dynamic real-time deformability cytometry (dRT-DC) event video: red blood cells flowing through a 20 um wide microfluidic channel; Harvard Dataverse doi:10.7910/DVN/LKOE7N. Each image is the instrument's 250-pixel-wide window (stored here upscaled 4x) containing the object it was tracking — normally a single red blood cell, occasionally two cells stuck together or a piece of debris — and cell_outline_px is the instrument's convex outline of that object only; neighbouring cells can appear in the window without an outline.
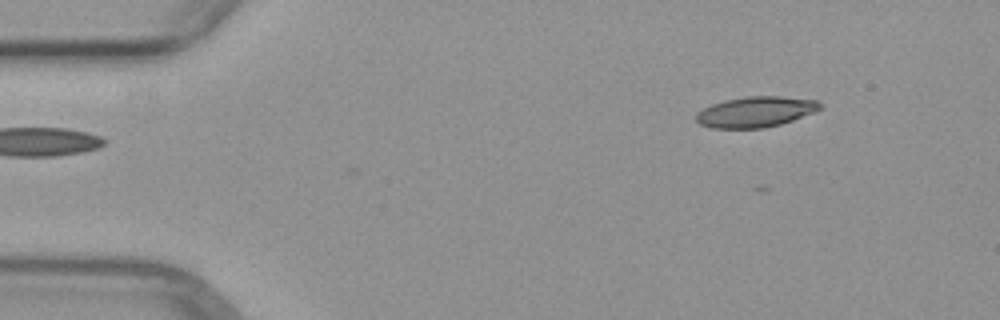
{"species": "common noctule bat (a hibernating species)", "species_latin": "Nyctalus noctula", "temperature_condition": "warm", "stored_images_in_passage": 5, "segment_of_instrument_passage": [2, 2], "camera_frame_rate_fps": 3000, "um_per_image_px": 0.085, "animal": {"sex": "female", "body_mass_g": 29.2, "forearm_length_mm": 56.3}, "frame": {"image": 1, "passage_image": 5, "time_ms": 5.667, "image_size_px": [1000, 320], "cell_outline_px": [[820, 108], [816, 112], [780, 124], [764, 128], [712, 128], [700, 124], [696, 120], [696, 112], [712, 104], [724, 100], [748, 96], [780, 96], [816, 100], [820, 104]], "centroid_in_image_um": [64.21, 9.51], "position_along_channel_um": 20.8, "area_um2": 22.02}}